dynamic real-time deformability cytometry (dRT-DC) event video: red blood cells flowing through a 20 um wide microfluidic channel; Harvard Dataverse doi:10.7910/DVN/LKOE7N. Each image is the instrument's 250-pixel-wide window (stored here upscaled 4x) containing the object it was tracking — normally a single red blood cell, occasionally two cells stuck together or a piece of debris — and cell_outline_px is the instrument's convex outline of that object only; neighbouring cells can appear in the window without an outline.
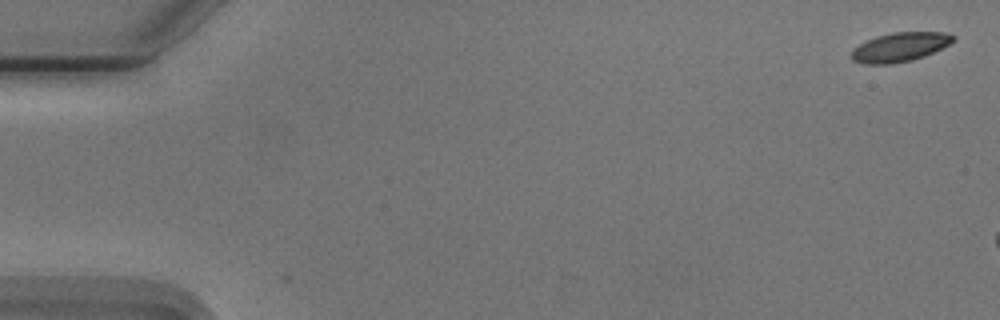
{"species": "Egyptian fruit bat (a non-hibernating species)", "species_latin": "Rousettus aegyptiacus", "temperature_condition": "cold", "stored_images_in_passage": 2, "camera_frame_rate_fps": 3000, "um_per_image_px": 0.085, "animal": {"sex": "male"}, "frame": {"image": 1, "passage_image": 1, "time_ms": 0.0, "image_size_px": [1000, 320], "cell_outline_px": [[956, 40], [924, 56], [912, 60], [892, 64], [864, 64], [852, 60], [852, 52], [860, 44], [876, 36], [892, 32], [944, 32], [956, 36]], "centroid_in_image_um": [76.51, 4.0], "position_along_channel_um": 8.5, "area_um2": 17.11}}